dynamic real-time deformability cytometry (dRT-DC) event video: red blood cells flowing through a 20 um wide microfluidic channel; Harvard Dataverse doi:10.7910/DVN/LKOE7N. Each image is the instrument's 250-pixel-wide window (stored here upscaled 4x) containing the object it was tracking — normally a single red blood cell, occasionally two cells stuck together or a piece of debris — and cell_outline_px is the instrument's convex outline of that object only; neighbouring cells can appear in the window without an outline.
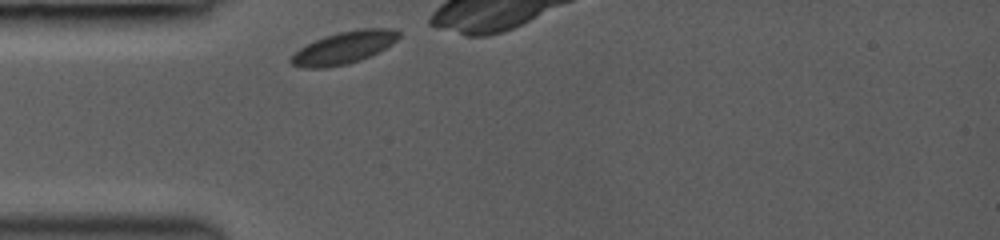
{"species": "common noctule bat (a hibernating species)", "species_latin": "Nyctalus noctula", "temperature_condition": "room temperature", "stored_images_in_passage": 3, "camera_frame_rate_fps": 3000, "um_per_image_px": 0.085, "animal": {"sex": "female", "body_mass_g": 19.0, "forearm_length_mm": 53.3}, "frame": {"image": 1, "passage_image": 1, "time_ms": 0.0, "image_size_px": [1000, 240], "cell_outline_px": [[400, 36], [392, 44], [360, 60], [348, 64], [324, 68], [300, 68], [292, 64], [288, 60], [300, 48], [324, 36], [340, 32], [360, 28], [392, 28], [400, 32]], "centroid_in_image_um": [29.22, 4.05], "position_along_channel_um": 55.8, "area_um2": 20.11}}